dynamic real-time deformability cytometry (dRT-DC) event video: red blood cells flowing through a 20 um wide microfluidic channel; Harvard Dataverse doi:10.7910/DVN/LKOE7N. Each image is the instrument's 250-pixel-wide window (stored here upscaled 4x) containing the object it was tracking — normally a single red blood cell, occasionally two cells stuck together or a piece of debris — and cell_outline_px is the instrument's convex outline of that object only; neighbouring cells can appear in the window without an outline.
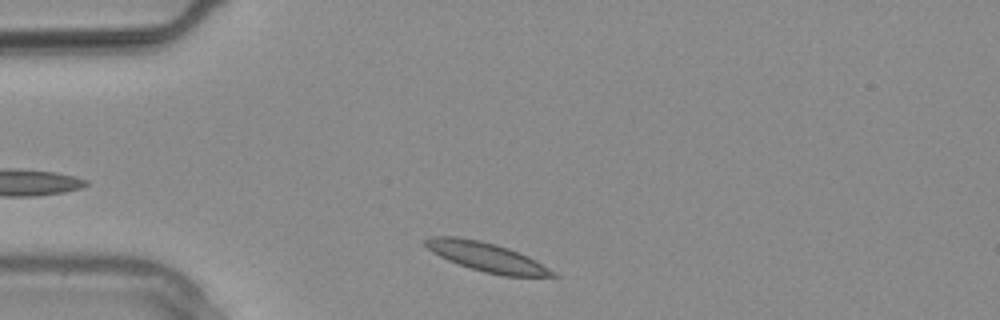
{"species": "common noctule bat (a hibernating species)", "species_latin": "Nyctalus noctula", "temperature_condition": "warm", "stored_images_in_passage": 20, "camera_frame_rate_fps": 3000, "um_per_image_px": 0.085, "animal": {"sex": "male", "body_mass_g": 20.4}, "frame": {"image": 1, "passage_image": 1, "time_ms": 0.0, "image_size_px": [1000, 320], "cell_outline_px": [[560, 276], [504, 276], [484, 272], [448, 260], [432, 252], [424, 244], [424, 240], [432, 236], [456, 236], [480, 240], [496, 244], [508, 248], [528, 256], [556, 272]], "centroid_in_image_um": [41.36, 21.83], "position_along_channel_um": 43.6, "area_um2": 21.39}}